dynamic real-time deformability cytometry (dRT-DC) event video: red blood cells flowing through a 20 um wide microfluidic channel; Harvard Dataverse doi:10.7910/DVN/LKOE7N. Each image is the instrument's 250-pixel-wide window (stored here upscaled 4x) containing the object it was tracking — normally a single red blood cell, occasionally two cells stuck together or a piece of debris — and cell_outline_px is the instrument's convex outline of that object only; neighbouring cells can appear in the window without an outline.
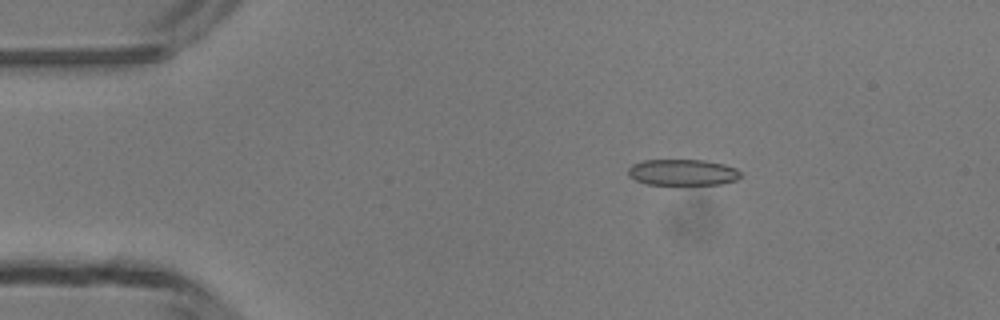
{"species": "common noctule bat (a hibernating species)", "species_latin": "Nyctalus noctula", "temperature_condition": "room temperature", "stored_images_in_passage": 5, "camera_frame_rate_fps": 3000, "um_per_image_px": 0.085, "animal": {"sex": "male", "body_mass_g": 13.3}, "frame": {"image": 1, "passage_image": 3, "time_ms": 2.333, "image_size_px": [1000, 320], "cell_outline_px": [[740, 176], [736, 180], [720, 184], [648, 184], [636, 180], [628, 176], [628, 168], [632, 164], [644, 160], [704, 160], [724, 164], [736, 168], [740, 172]], "centroid_in_image_um": [58.01, 14.64], "position_along_channel_um": 27.0, "area_um2": 17.05}}
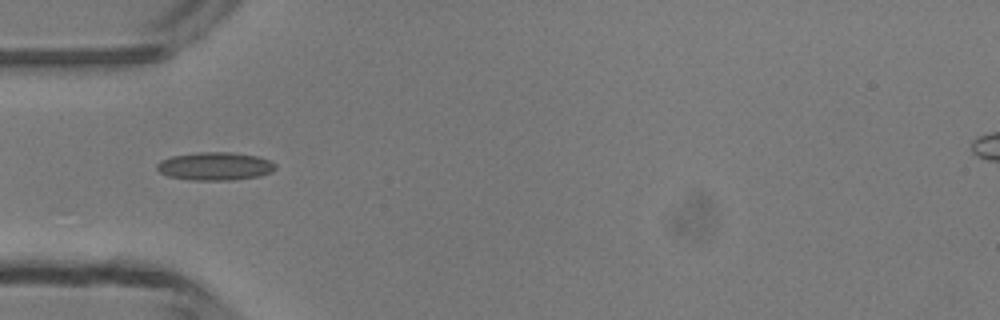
{"frame": {"image": 2, "passage_image": 5, "time_ms": 4.667, "image_size_px": [1000, 320], "cell_outline_px": [[276, 168], [272, 172], [260, 176], [232, 180], [192, 180], [168, 176], [160, 172], [156, 168], [156, 164], [160, 160], [172, 156], [196, 152], [232, 152], [256, 156], [268, 160], [276, 164]], "centroid_in_image_um": [18.27, 14.13], "position_along_channel_um": 66.7, "area_um2": 19.48}}